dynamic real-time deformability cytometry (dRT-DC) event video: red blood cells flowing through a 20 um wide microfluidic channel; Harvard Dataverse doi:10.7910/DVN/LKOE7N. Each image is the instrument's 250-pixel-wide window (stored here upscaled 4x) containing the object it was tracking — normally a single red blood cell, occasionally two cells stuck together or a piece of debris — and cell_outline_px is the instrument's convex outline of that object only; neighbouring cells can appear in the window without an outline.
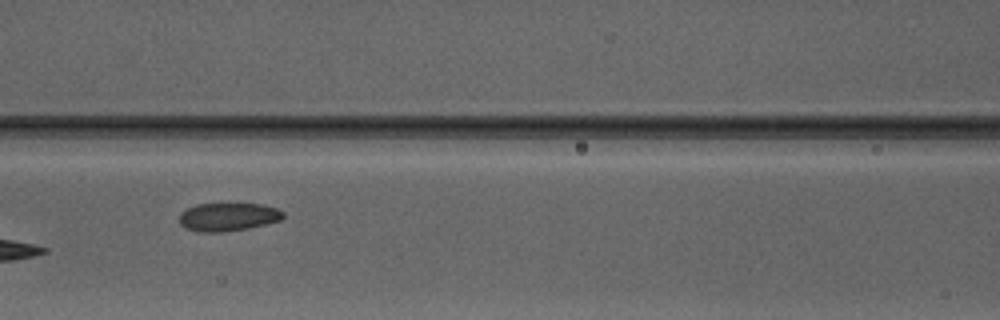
{"species": "Egyptian fruit bat (a non-hibernating species)", "species_latin": "Rousettus aegyptiacus", "temperature_condition": "warm", "stored_images_in_passage": 7, "camera_frame_rate_fps": 3000, "um_per_image_px": 0.085, "animal": {"sex": "male"}, "frame": {"image": 1, "passage_image": 5, "time_ms": 4.667, "image_size_px": [1000, 320], "cell_outline_px": [[284, 216], [280, 220], [248, 228], [224, 232], [204, 232], [188, 228], [180, 224], [180, 212], [196, 204], [236, 200], [264, 204], [276, 208], [284, 212]], "centroid_in_image_um": [19.42, 18.36], "position_along_channel_um": 147.2, "area_um2": 17.86}}
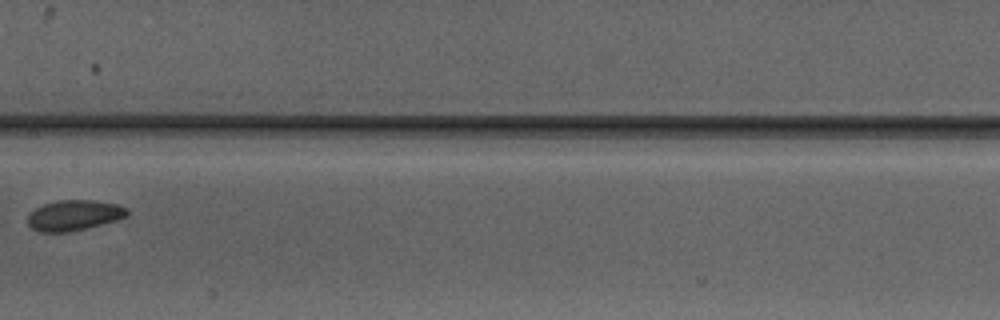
{"frame": {"image": 2, "passage_image": 6, "time_ms": 6.0, "image_size_px": [1000, 320], "cell_outline_px": [[128, 216], [116, 220], [68, 232], [40, 232], [32, 228], [28, 224], [28, 216], [36, 208], [44, 204], [56, 200], [96, 200], [116, 204], [128, 208]], "centroid_in_image_um": [6.3, 18.29], "position_along_channel_um": 201.1, "area_um2": 17.51}}
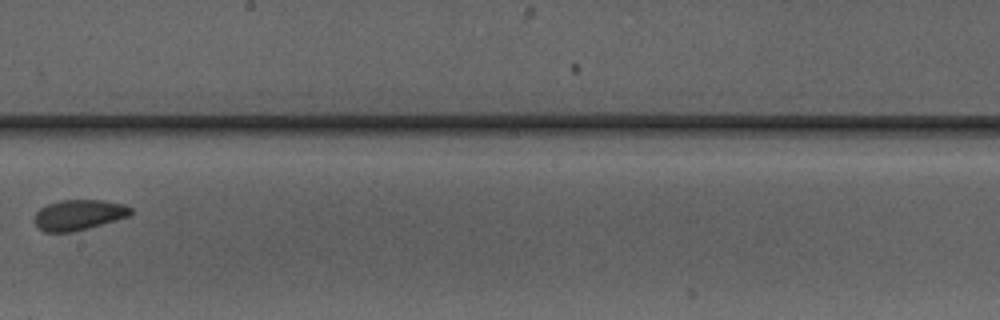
{"frame": {"image": 3, "passage_image": 7, "time_ms": 7.0, "image_size_px": [1000, 320], "cell_outline_px": [[132, 212], [128, 216], [88, 228], [72, 232], [44, 232], [32, 220], [36, 212], [40, 208], [48, 204], [60, 200], [100, 200], [124, 204], [132, 208]], "centroid_in_image_um": [6.66, 18.26], "position_along_channel_um": 241.5, "area_um2": 16.99}}